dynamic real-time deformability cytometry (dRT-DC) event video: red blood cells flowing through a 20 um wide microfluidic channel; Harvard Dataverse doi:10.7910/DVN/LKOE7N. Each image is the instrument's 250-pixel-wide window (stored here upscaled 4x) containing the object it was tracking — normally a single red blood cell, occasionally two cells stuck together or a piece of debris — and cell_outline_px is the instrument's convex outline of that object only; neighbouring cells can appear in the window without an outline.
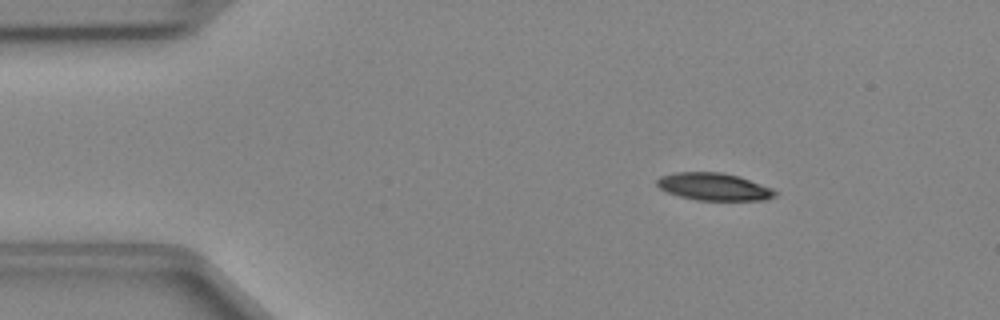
{"species": "Egyptian fruit bat (a non-hibernating species)", "species_latin": "Rousettus aegyptiacus", "temperature_condition": "cold", "stored_images_in_passage": 46, "camera_frame_rate_fps": 3000, "um_per_image_px": 0.085, "animal": {"sex": "female"}, "frame": {"image": 1, "passage_image": 6, "time_ms": 1.667, "image_size_px": [1000, 320], "cell_outline_px": [[776, 196], [768, 200], [696, 200], [680, 196], [668, 192], [660, 188], [656, 184], [656, 180], [660, 176], [676, 172], [720, 172], [740, 176], [772, 188], [776, 192]], "centroid_in_image_um": [60.69, 15.87], "position_along_channel_um": 24.3, "area_um2": 18.9}}
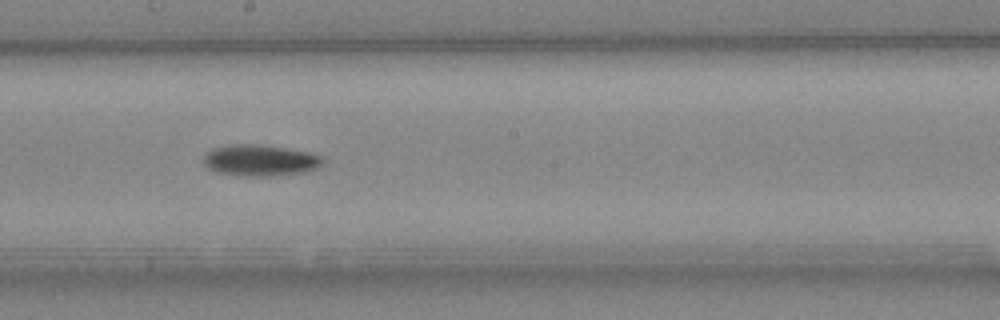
{"frame": {"image": 2, "passage_image": 25, "time_ms": 8.0, "image_size_px": [1000, 320], "cell_outline_px": [[324, 164], [320, 168], [308, 172], [272, 176], [244, 176], [216, 172], [208, 168], [204, 164], [204, 156], [212, 148], [232, 144], [260, 144], [312, 152], [324, 156]], "centroid_in_image_um": [22.2, 13.63], "position_along_channel_um": 226.0, "area_um2": 22.25}}
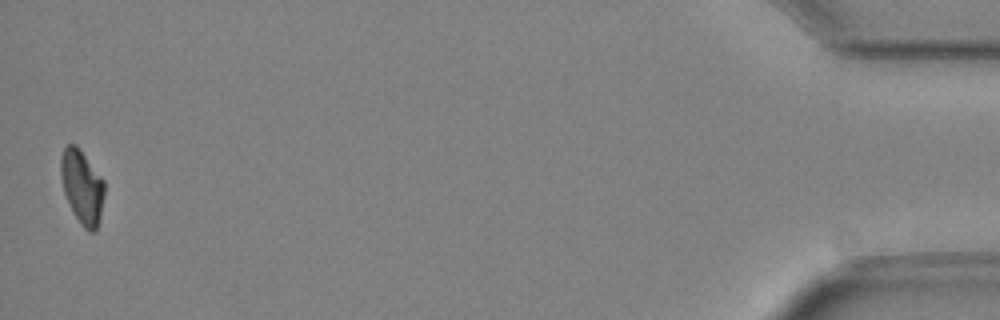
{"frame": {"image": 3, "passage_image": 46, "time_ms": 15.0, "image_size_px": [1000, 320], "cell_outline_px": [[104, 196], [100, 216], [96, 232], [88, 232], [84, 228], [76, 216], [64, 192], [60, 176], [60, 160], [64, 148], [68, 144], [76, 144], [104, 180]], "centroid_in_image_um": [6.98, 15.87], "position_along_channel_um": 428.2, "area_um2": 18.55}}